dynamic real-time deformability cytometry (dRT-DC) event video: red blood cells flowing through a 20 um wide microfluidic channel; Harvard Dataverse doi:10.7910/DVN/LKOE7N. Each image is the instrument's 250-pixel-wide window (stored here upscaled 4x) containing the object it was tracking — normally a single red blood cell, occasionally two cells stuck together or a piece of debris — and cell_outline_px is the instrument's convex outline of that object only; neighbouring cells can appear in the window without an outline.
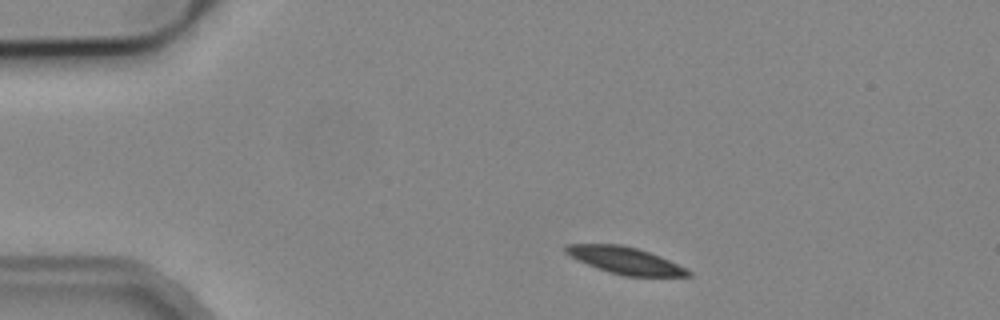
{"species": "common noctule bat (a hibernating species)", "species_latin": "Nyctalus noctula", "temperature_condition": "cold", "stored_images_in_passage": 47, "camera_frame_rate_fps": 3000, "um_per_image_px": 0.085, "animal": {"sex": "male", "body_mass_g": 19.2, "forearm_length_mm": 51.8}, "frame": {"image": 1, "passage_image": 4, "time_ms": 1.0, "image_size_px": [1000, 320], "cell_outline_px": [[692, 276], [624, 276], [608, 272], [588, 264], [564, 252], [564, 248], [568, 244], [620, 244], [636, 248], [648, 252], [668, 260], [692, 272]], "centroid_in_image_um": [53.13, 22.14], "position_along_channel_um": 31.9, "area_um2": 18.73}}
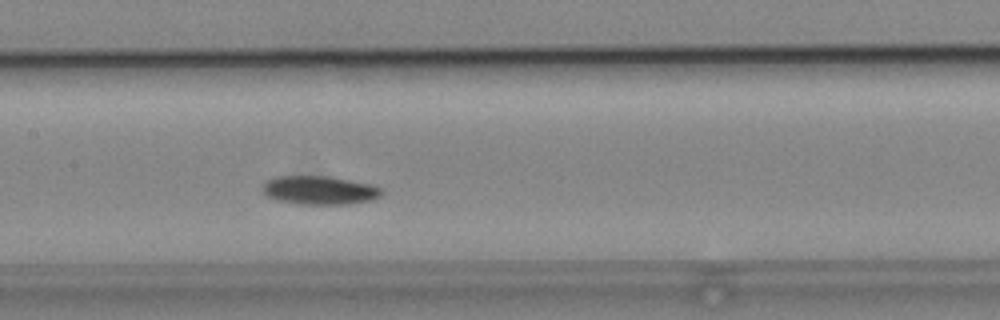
{"frame": {"image": 2, "passage_image": 20, "time_ms": 6.333, "image_size_px": [1000, 320], "cell_outline_px": [[384, 192], [380, 196], [372, 200], [348, 204], [300, 204], [276, 200], [268, 196], [264, 192], [264, 184], [268, 180], [276, 176], [328, 176], [372, 184], [384, 188]], "centroid_in_image_um": [27.23, 16.17], "position_along_channel_um": 180.2, "area_um2": 19.88}}
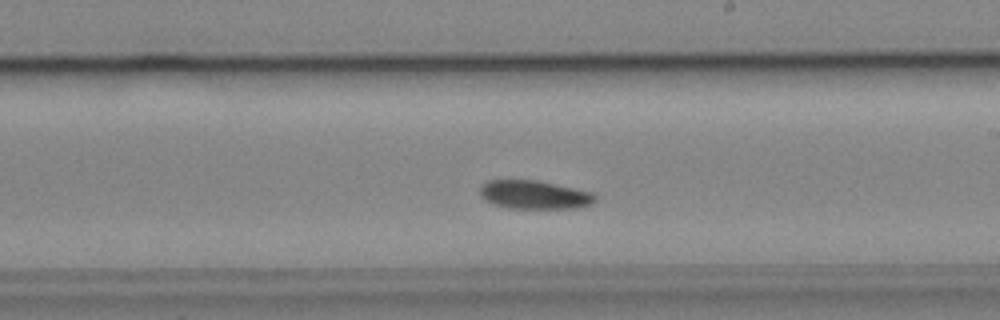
{"frame": {"image": 3, "passage_image": 25, "time_ms": 8.0, "image_size_px": [1000, 320], "cell_outline_px": [[596, 200], [592, 204], [580, 208], [508, 208], [492, 204], [484, 200], [480, 196], [480, 184], [488, 180], [536, 180], [592, 192], [596, 196]], "centroid_in_image_um": [45.39, 16.56], "position_along_channel_um": 243.6, "area_um2": 19.31}, "authors_computed_cell_mechanics": {"area_um2": 19.3052, "velocity_mm_per_s": 3.8143, "shape_relaxation_time_tau1_ms": 2.7246, "shape_relaxation_time_tau2_ms": null, "deformation_change_tau1": 0.0804, "deformation_change_tau2": null}}